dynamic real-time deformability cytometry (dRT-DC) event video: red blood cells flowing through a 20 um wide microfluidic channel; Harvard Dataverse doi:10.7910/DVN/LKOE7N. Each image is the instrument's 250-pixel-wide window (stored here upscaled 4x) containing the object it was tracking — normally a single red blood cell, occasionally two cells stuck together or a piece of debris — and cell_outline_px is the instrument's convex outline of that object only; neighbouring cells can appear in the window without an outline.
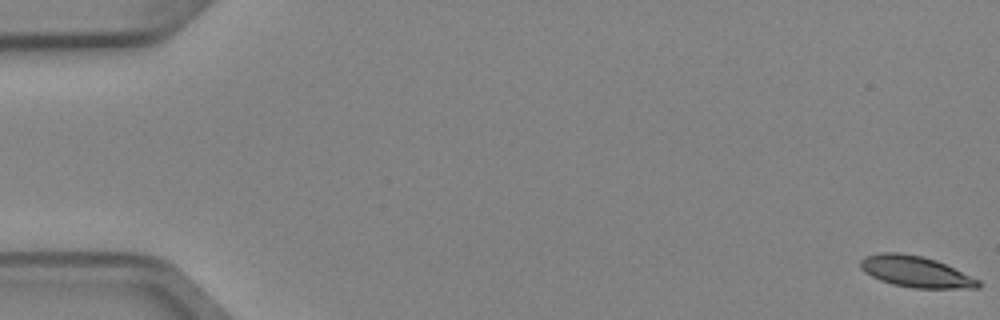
{"species": "Egyptian fruit bat (a non-hibernating species)", "species_latin": "Rousettus aegyptiacus", "temperature_condition": "cold", "stored_images_in_passage": 6, "camera_frame_rate_fps": 3000, "um_per_image_px": 0.085, "animal": {"sex": "female"}, "frame": {"image": 1, "passage_image": 1, "time_ms": 0.0, "image_size_px": [1000, 320], "cell_outline_px": [[980, 288], [912, 288], [892, 284], [880, 280], [864, 272], [860, 268], [860, 260], [864, 256], [880, 252], [900, 252], [924, 256], [936, 260], [980, 280]], "centroid_in_image_um": [77.8, 23.08], "position_along_channel_um": 7.2, "area_um2": 21.5}}